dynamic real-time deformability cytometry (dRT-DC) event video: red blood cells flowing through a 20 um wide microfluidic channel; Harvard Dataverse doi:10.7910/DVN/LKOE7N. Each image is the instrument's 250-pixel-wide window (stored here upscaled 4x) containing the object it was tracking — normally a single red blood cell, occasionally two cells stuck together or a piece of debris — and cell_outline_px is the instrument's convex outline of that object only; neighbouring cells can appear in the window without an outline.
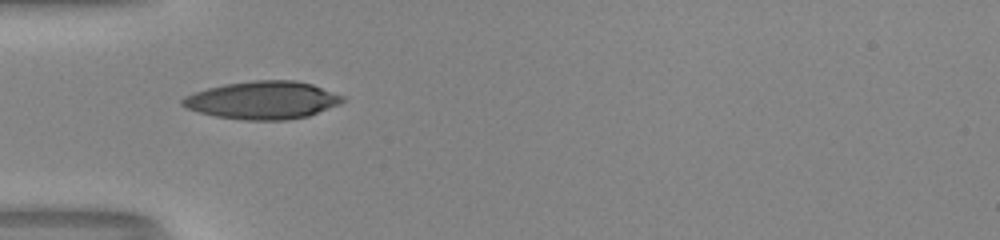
{"species": "human", "species_latin": "Homo sapiens", "temperature_condition": "room temperature", "stored_images_in_passage": 36, "camera_frame_rate_fps": 3000, "um_per_image_px": 0.085, "donor": {"sex": "male"}, "frame": {"image": 1, "passage_image": 1, "time_ms": 0.0, "image_size_px": [1000, 240], "cell_outline_px": [[344, 100], [340, 104], [308, 116], [288, 120], [244, 120], [216, 116], [200, 112], [188, 108], [180, 104], [180, 100], [184, 96], [208, 88], [224, 84], [252, 80], [296, 80], [312, 84], [344, 96]], "centroid_in_image_um": [22.34, 8.51], "position_along_channel_um": 62.7, "area_um2": 35.26}}
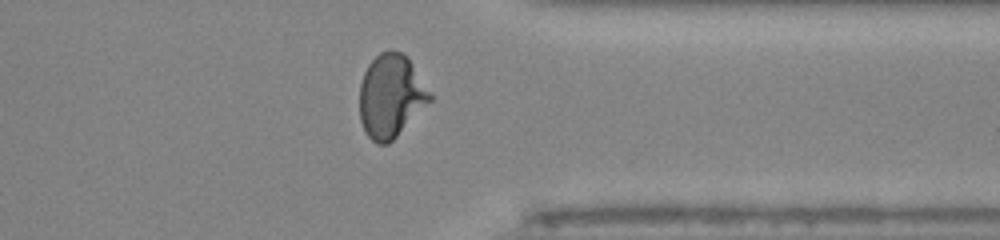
{"frame": {"image": 2, "passage_image": 25, "time_ms": 8.0, "image_size_px": [1000, 240], "cell_outline_px": [[432, 100], [388, 144], [376, 144], [364, 132], [360, 120], [360, 84], [364, 72], [368, 64], [380, 52], [388, 48], [392, 48], [408, 56], [432, 96]], "centroid_in_image_um": [33.21, 8.14], "position_along_channel_um": 378.2, "area_um2": 34.16}}
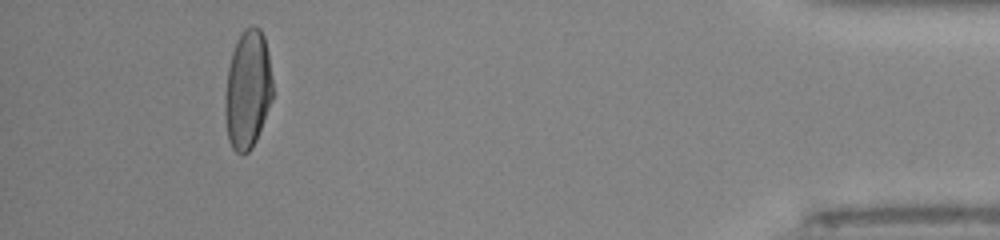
{"frame": {"image": 3, "passage_image": 32, "time_ms": 10.333, "image_size_px": [1000, 240], "cell_outline_px": [[272, 100], [256, 140], [252, 148], [248, 152], [240, 156], [232, 148], [228, 140], [224, 116], [224, 100], [228, 68], [232, 52], [236, 40], [244, 28], [260, 28], [264, 36], [268, 52], [272, 80]], "centroid_in_image_um": [21.03, 7.66], "position_along_channel_um": 414.2, "area_um2": 33.12}, "authors_computed_cell_mechanics": {"area_um2": 33.2639, "velocity_mm_per_s": 4.0447, "shape_relaxation_time_tau1_ms": 4.0819, "shape_relaxation_time_tau2_ms": null, "deformation_change_tau1": 0.1979, "deformation_change_tau2": null}}